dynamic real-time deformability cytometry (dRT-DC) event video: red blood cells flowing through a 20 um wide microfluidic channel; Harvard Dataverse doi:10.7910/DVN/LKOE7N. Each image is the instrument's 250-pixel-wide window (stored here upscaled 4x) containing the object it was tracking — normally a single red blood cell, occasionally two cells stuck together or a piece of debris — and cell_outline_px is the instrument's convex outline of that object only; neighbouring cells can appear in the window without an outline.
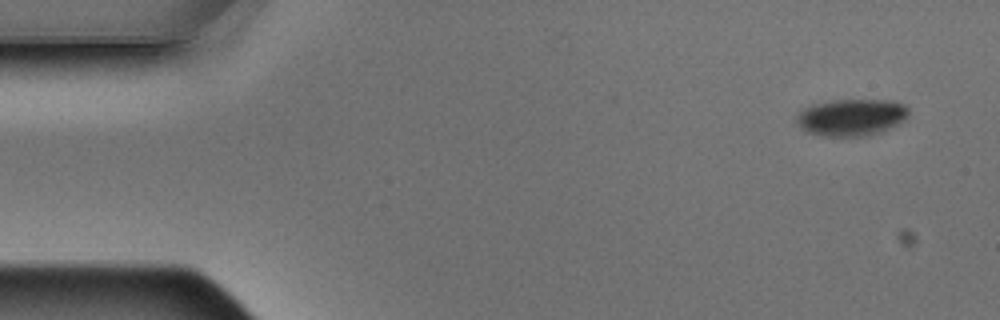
{"species": "Egyptian fruit bat (a non-hibernating species)", "species_latin": "Rousettus aegyptiacus", "temperature_condition": "warm", "stored_images_in_passage": 8, "camera_frame_rate_fps": 3000, "um_per_image_px": 0.085, "animal": {"sex": "male"}, "frame": {"image": 1, "passage_image": 1, "time_ms": 0.0, "image_size_px": [1000, 320], "cell_outline_px": [[908, 116], [900, 124], [884, 132], [864, 136], [820, 136], [808, 132], [800, 128], [796, 124], [796, 116], [804, 108], [812, 104], [832, 100], [892, 100], [904, 104], [908, 108]], "centroid_in_image_um": [72.38, 9.98], "position_along_channel_um": 12.6, "area_um2": 24.51}}
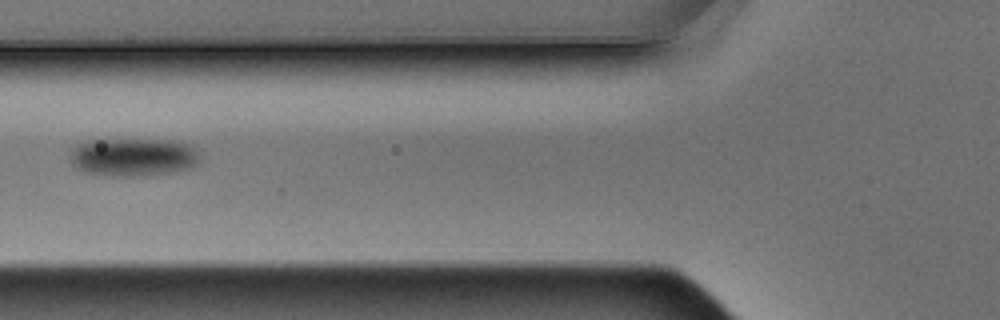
{"frame": {"image": 2, "passage_image": 6, "time_ms": 1.667, "image_size_px": [1000, 320], "cell_outline_px": [[200, 160], [196, 164], [188, 168], [176, 172], [136, 176], [108, 176], [88, 172], [76, 168], [68, 160], [68, 152], [76, 144], [88, 140], [176, 140], [188, 144], [196, 148], [200, 152]], "centroid_in_image_um": [11.31, 13.35], "position_along_channel_um": 114.5, "area_um2": 29.3}}
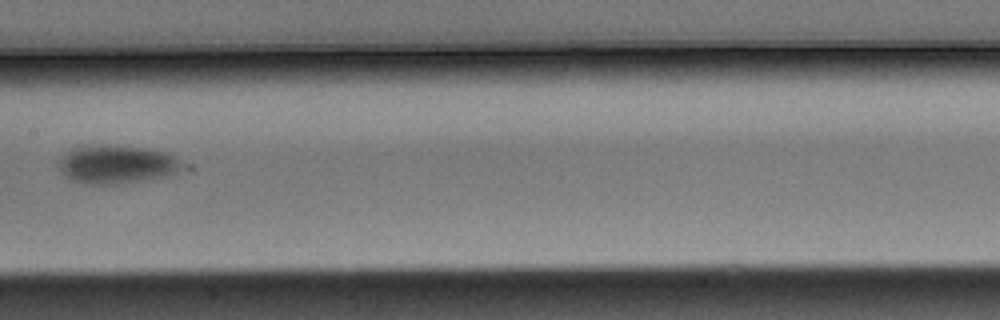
{"frame": {"image": 3, "passage_image": 8, "time_ms": 2.333, "image_size_px": [1000, 320], "cell_outline_px": [[184, 168], [180, 172], [168, 176], [112, 184], [84, 184], [72, 180], [64, 176], [60, 168], [60, 156], [64, 152], [80, 144], [108, 144], [148, 148], [172, 152], [184, 164]], "centroid_in_image_um": [9.95, 13.93], "position_along_channel_um": 197.5, "area_um2": 28.5}}